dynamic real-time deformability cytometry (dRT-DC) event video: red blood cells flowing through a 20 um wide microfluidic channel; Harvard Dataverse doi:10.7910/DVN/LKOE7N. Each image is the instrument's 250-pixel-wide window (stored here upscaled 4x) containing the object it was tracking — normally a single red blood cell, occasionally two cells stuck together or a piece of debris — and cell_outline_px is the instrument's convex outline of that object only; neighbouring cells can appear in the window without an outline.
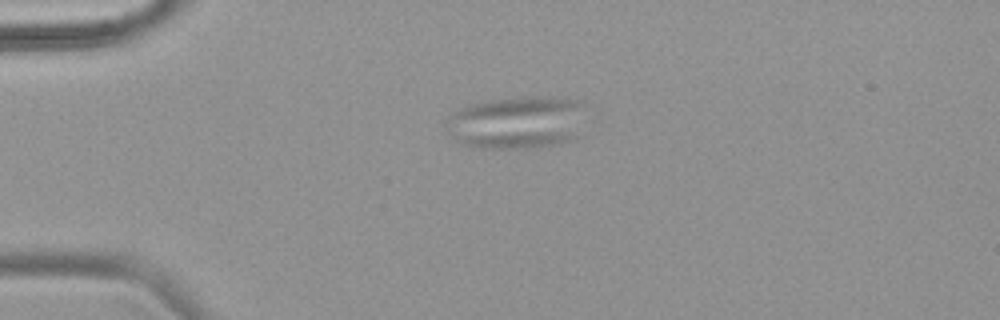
{"species": "common noctule bat (a hibernating species)", "species_latin": "Nyctalus noctula", "temperature_condition": "warm", "stored_images_in_passage": 58, "camera_frame_rate_fps": 3000, "um_per_image_px": 0.085, "animal": {"sex": "female", "body_mass_g": 18.4}, "frame": {"image": 1, "passage_image": 16, "time_ms": 5.0, "image_size_px": [1000, 320], "cell_outline_px": [[576, 104], [572, 136], [568, 140], [552, 144], [500, 148], [496, 148], [468, 144], [448, 128], [448, 120], [460, 108], [468, 104], [488, 100], [528, 96], [536, 96], [568, 100]], "centroid_in_image_um": [43.75, 10.37], "position_along_channel_um": 41.2, "area_um2": 39.02}}
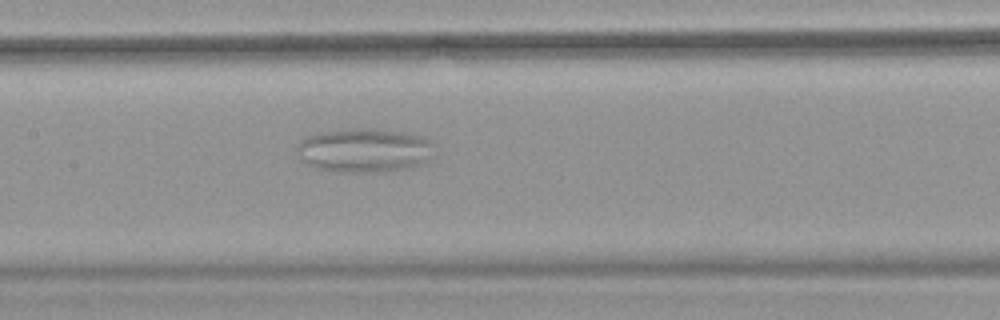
{"frame": {"image": 2, "passage_image": 30, "time_ms": 9.667, "image_size_px": [1000, 320], "cell_outline_px": [[432, 144], [424, 160], [416, 164], [404, 168], [380, 172], [356, 172], [324, 168], [308, 164], [300, 160], [296, 148], [296, 144], [308, 136], [320, 132], [352, 128], [372, 128], [404, 132], [424, 136]], "centroid_in_image_um": [30.89, 12.73], "position_along_channel_um": 176.5, "area_um2": 34.33}}
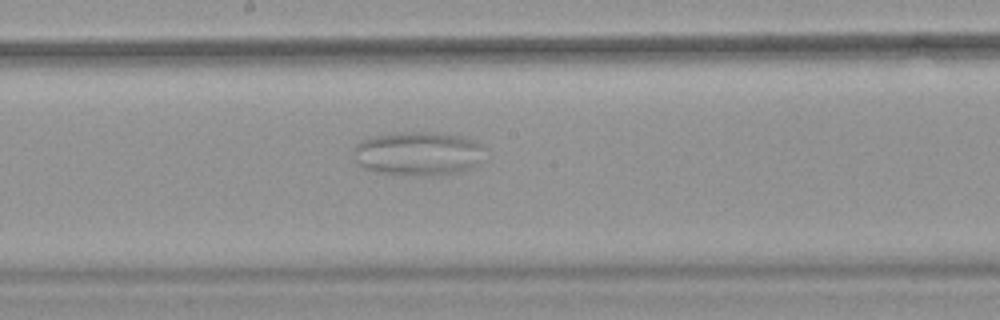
{"frame": {"image": 3, "passage_image": 33, "time_ms": 10.667, "image_size_px": [1000, 320], "cell_outline_px": [[480, 148], [476, 164], [460, 172], [424, 176], [420, 176], [376, 172], [360, 164], [356, 160], [356, 144], [360, 140], [372, 136], [396, 132], [432, 132], [464, 136], [476, 140], [480, 144]], "centroid_in_image_um": [35.5, 13.03], "position_along_channel_um": 212.7, "area_um2": 33.0}}